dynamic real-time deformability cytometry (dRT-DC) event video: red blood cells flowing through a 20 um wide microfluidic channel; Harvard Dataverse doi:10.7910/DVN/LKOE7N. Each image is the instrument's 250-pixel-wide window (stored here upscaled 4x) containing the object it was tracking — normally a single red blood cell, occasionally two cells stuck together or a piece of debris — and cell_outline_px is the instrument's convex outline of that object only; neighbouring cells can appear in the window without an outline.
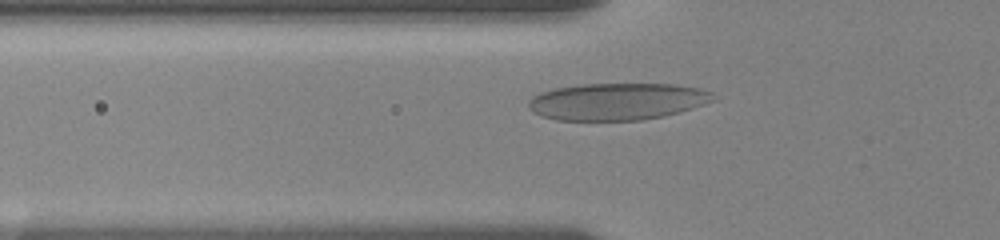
{"species": "human", "species_latin": "Homo sapiens", "temperature_condition": "room temperature", "stored_images_in_passage": 57, "camera_frame_rate_fps": 3000, "um_per_image_px": 0.085, "donor": {"sex": "female"}, "frame": {"image": 1, "passage_image": 13, "time_ms": 2.333, "image_size_px": [1000, 240], "cell_outline_px": [[716, 100], [680, 112], [664, 116], [640, 120], [556, 120], [540, 116], [532, 112], [528, 108], [528, 100], [532, 96], [540, 92], [556, 88], [584, 84], [676, 84], [700, 88], [712, 92]], "centroid_in_image_um": [52.45, 8.63], "position_along_channel_um": 73.3, "area_um2": 40.06}}
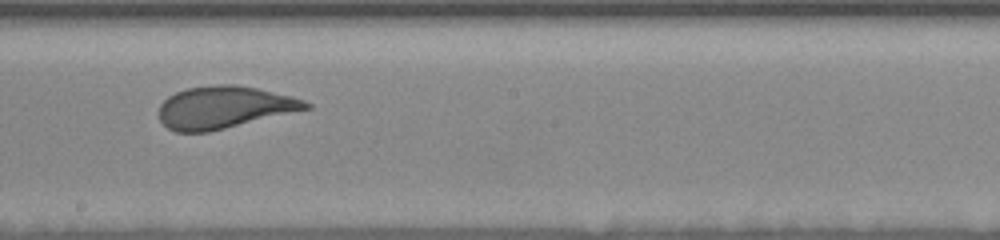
{"frame": {"image": 2, "passage_image": 35, "time_ms": 6.667, "image_size_px": [1000, 240], "cell_outline_px": [[312, 108], [208, 132], [176, 132], [168, 128], [160, 120], [160, 104], [168, 96], [176, 92], [188, 88], [216, 84], [236, 84], [256, 88], [292, 96], [304, 100], [312, 104]], "centroid_in_image_um": [19.06, 9.12], "position_along_channel_um": 229.1, "area_um2": 36.07}}
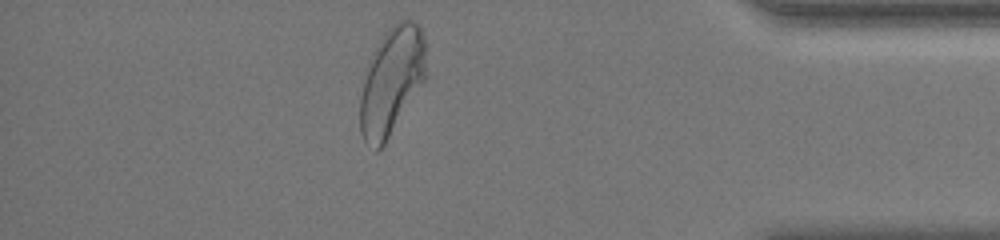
{"frame": {"image": 3, "passage_image": 52, "time_ms": 12.333, "image_size_px": [1000, 240], "cell_outline_px": [[424, 80], [384, 144], [376, 152], [364, 140], [360, 132], [360, 96], [368, 60], [372, 52], [388, 28], [396, 20], [412, 20], [420, 24], [424, 32]], "centroid_in_image_um": [33.25, 6.85], "position_along_channel_um": 401.9, "area_um2": 40.98}, "authors_computed_cell_mechanics": {"area_um2": 36.8764, "velocity_mm_per_s": 3.5817, "shape_relaxation_time_tau1_ms": 3.0676, "shape_relaxation_time_tau2_ms": null, "deformation_change_tau1": 0.1353, "deformation_change_tau2": null}}